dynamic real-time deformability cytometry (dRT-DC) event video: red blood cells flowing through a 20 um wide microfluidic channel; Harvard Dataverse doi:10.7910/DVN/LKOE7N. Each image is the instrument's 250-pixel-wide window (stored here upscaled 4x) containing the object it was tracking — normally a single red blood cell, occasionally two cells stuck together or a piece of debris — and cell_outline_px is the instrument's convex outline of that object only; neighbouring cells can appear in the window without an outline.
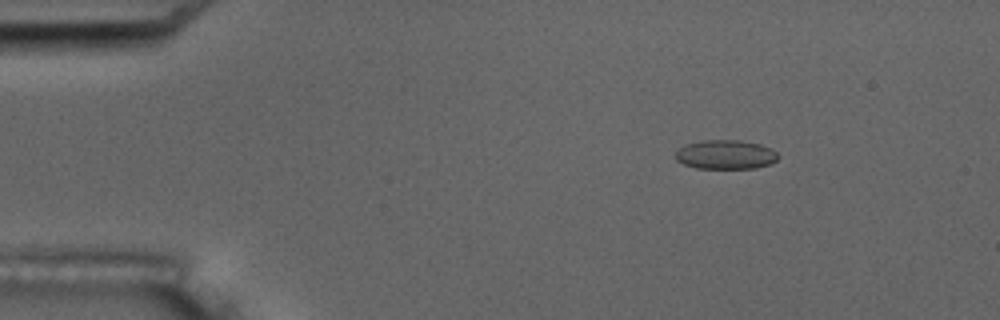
{"species": "common noctule bat (a hibernating species)", "species_latin": "Nyctalus noctula", "temperature_condition": "room temperature", "stored_images_in_passage": 17, "camera_frame_rate_fps": 3000, "um_per_image_px": 0.085, "animal": {"sex": "male", "body_mass_g": 17.5, "forearm_length_mm": 52.3}, "frame": {"image": 1, "passage_image": 3, "time_ms": 2.333, "image_size_px": [1000, 320], "cell_outline_px": [[780, 156], [776, 160], [768, 164], [756, 168], [696, 168], [684, 164], [676, 160], [672, 156], [684, 144], [704, 140], [740, 140], [760, 144], [772, 148]], "centroid_in_image_um": [61.66, 13.13], "position_along_channel_um": 23.3, "area_um2": 17.57}, "authors_computed_cell_mechanics": {"area_um2": 17.1666, "velocity_mm_per_s": 3.4602, "shape_relaxation_time_tau1_ms": null, "shape_relaxation_time_tau2_ms": 1.5004, "deformation_change_tau1": null, "deformation_change_tau2": 0.0702}}